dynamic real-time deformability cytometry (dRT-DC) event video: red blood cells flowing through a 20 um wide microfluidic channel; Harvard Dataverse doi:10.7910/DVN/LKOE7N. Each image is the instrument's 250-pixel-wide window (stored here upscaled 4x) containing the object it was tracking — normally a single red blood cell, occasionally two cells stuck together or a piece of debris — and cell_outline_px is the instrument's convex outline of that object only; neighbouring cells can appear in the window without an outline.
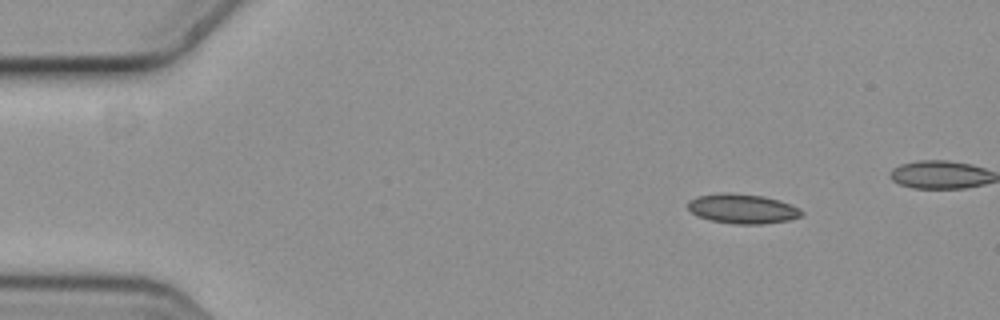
{"species": "common noctule bat (a hibernating species)", "species_latin": "Nyctalus noctula", "temperature_condition": "cold", "stored_images_in_passage": 5, "segment_of_instrument_passage": [1, 2], "camera_frame_rate_fps": 3000, "um_per_image_px": 0.085, "animal": {"sex": "female", "body_mass_g": 19.3, "forearm_length_mm": 54.1}, "frame": {"image": 1, "passage_image": 1, "time_ms": 0.0, "image_size_px": [1000, 320], "cell_outline_px": [[804, 212], [800, 216], [788, 220], [764, 224], [732, 224], [708, 220], [696, 216], [688, 208], [688, 200], [696, 196], [764, 196], [780, 200], [800, 208]], "centroid_in_image_um": [63.15, 17.81], "position_along_channel_um": 21.9, "area_um2": 18.84}}
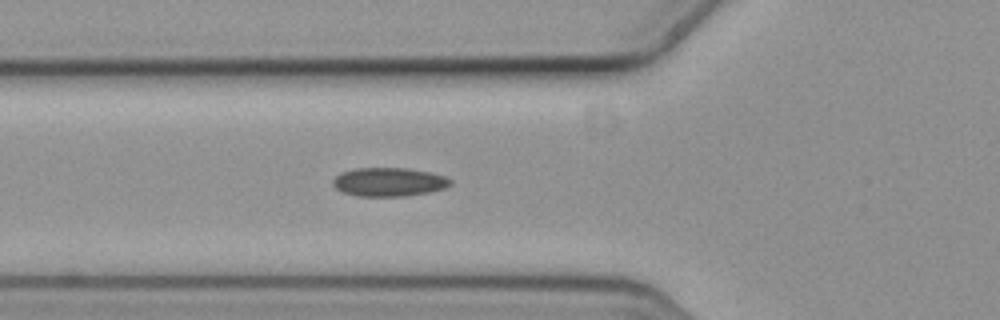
{"frame": {"image": 2, "passage_image": 4, "time_ms": 1.0, "image_size_px": [1000, 320], "cell_outline_px": [[452, 184], [444, 188], [428, 192], [408, 196], [356, 196], [344, 192], [336, 188], [332, 184], [332, 180], [340, 172], [356, 168], [408, 168], [432, 172], [444, 176], [452, 180]], "centroid_in_image_um": [33.06, 15.46], "position_along_channel_um": 92.7, "area_um2": 19.77}}